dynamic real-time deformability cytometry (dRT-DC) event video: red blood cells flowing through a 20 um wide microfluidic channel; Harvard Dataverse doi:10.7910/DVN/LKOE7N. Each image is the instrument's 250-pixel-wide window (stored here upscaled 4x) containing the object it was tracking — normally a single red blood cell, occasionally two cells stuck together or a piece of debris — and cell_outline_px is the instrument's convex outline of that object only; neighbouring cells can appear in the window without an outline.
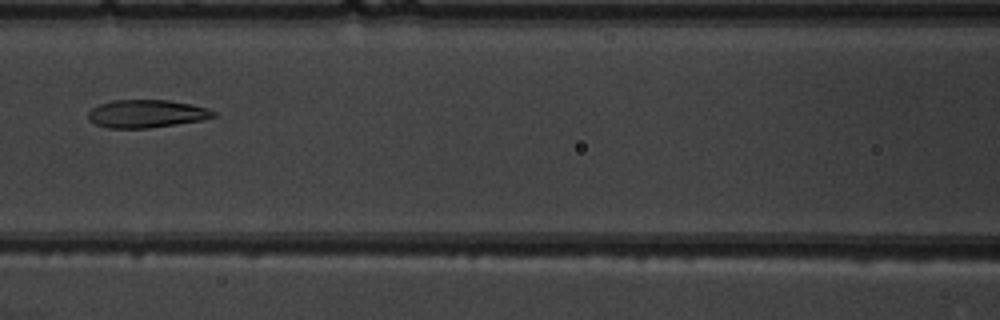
{"species": "common noctule bat (a hibernating species)", "species_latin": "Nyctalus noctula", "temperature_condition": "warm", "stored_images_in_passage": 6, "camera_frame_rate_fps": 3000, "um_per_image_px": 0.085, "animal": {"sex": "male", "body_mass_g": 19.5, "forearm_length_mm": 54.6}, "frame": {"image": 1, "passage_image": 6, "time_ms": 6.667, "image_size_px": [1000, 320], "cell_outline_px": [[216, 116], [200, 120], [176, 124], [148, 128], [108, 128], [96, 124], [88, 120], [88, 112], [92, 108], [100, 104], [112, 100], [168, 100], [192, 104], [208, 108], [216, 112]], "centroid_in_image_um": [12.44, 9.66], "position_along_channel_um": 154.2, "area_um2": 20.35}}